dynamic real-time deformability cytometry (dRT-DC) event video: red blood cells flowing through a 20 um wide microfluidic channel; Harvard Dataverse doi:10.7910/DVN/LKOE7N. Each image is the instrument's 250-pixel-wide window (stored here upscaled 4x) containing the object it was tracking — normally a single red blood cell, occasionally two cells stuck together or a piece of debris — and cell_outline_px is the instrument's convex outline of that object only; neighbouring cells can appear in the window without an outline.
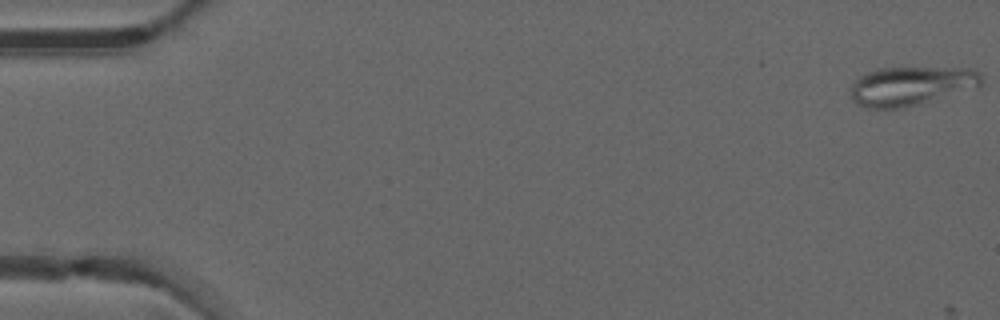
{"species": "common noctule bat (a hibernating species)", "species_latin": "Nyctalus noctula", "temperature_condition": "warm", "stored_images_in_passage": 5, "camera_frame_rate_fps": 3000, "um_per_image_px": 0.085, "animal": {"sex": "male", "forearm_length_mm": 52.5}, "frame": {"image": 1, "passage_image": 1, "time_ms": 0.0, "image_size_px": [1000, 320], "cell_outline_px": [[984, 80], [980, 88], [920, 104], [904, 108], [868, 108], [856, 104], [852, 100], [852, 84], [860, 76], [876, 68], [968, 68], [980, 72]], "centroid_in_image_um": [77.52, 7.31], "position_along_channel_um": 7.5, "area_um2": 30.11}}